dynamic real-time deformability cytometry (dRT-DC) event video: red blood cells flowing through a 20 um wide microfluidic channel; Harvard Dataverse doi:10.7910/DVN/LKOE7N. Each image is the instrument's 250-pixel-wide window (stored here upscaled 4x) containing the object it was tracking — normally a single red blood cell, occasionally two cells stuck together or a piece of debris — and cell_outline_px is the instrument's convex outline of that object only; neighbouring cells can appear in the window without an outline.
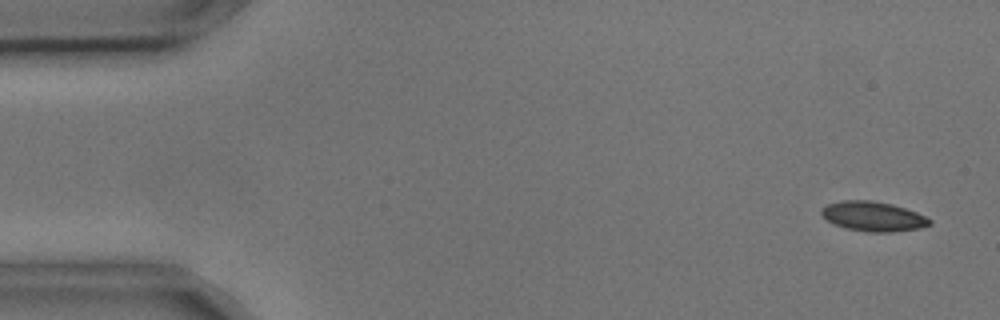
{"species": "common noctule bat (a hibernating species)", "species_latin": "Nyctalus noctula", "temperature_condition": "cold", "stored_images_in_passage": 6, "camera_frame_rate_fps": 3000, "um_per_image_px": 0.085, "animal": {"sex": "male", "body_mass_g": 17.9, "forearm_length_mm": 54.2}, "frame": {"image": 1, "passage_image": 1, "time_ms": 0.0, "image_size_px": [1000, 320], "cell_outline_px": [[932, 224], [920, 228], [888, 232], [872, 232], [848, 228], [836, 224], [828, 220], [820, 212], [828, 204], [840, 200], [872, 200], [892, 204], [916, 212], [932, 220]], "centroid_in_image_um": [74.25, 18.38], "position_along_channel_um": 10.7, "area_um2": 18.38}}
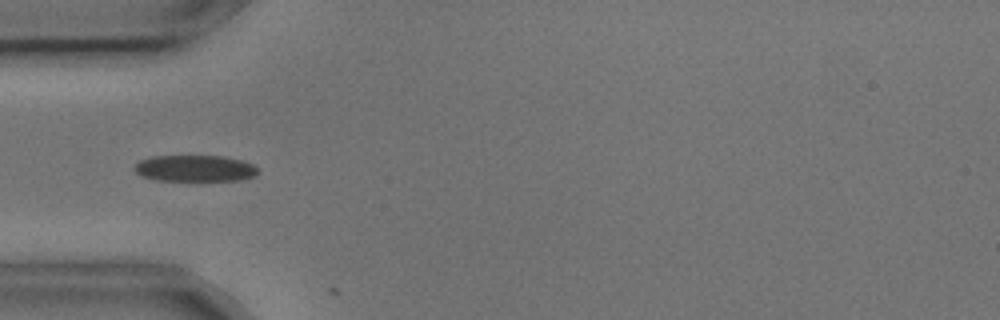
{"frame": {"image": 2, "passage_image": 5, "time_ms": 1.333, "image_size_px": [1000, 320], "cell_outline_px": [[256, 172], [252, 176], [236, 180], [160, 180], [144, 176], [136, 172], [132, 168], [140, 160], [152, 156], [220, 156], [240, 160], [252, 164], [256, 168]], "centroid_in_image_um": [16.51, 14.3], "position_along_channel_um": 68.5, "area_um2": 18.5}}